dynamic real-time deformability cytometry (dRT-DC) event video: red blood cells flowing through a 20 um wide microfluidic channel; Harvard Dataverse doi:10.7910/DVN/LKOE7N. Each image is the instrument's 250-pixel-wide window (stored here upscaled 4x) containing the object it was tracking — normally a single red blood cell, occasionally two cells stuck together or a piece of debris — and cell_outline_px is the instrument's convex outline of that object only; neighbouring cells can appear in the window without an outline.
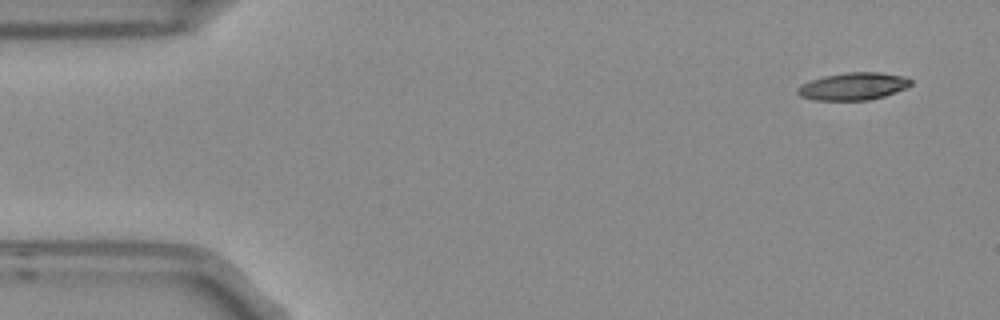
{"species": "Egyptian fruit bat (a non-hibernating species)", "species_latin": "Rousettus aegyptiacus", "temperature_condition": "room temperature", "stored_images_in_passage": 7, "camera_frame_rate_fps": 3000, "um_per_image_px": 0.085, "frame": {"image": 1, "passage_image": 1, "time_ms": 0.0, "image_size_px": [1000, 320], "cell_outline_px": [[912, 84], [896, 92], [884, 96], [868, 100], [816, 100], [800, 96], [796, 92], [796, 88], [812, 80], [824, 76], [848, 72], [880, 72], [904, 76], [912, 80]], "centroid_in_image_um": [72.54, 7.33], "position_along_channel_um": 12.5, "area_um2": 17.98}}
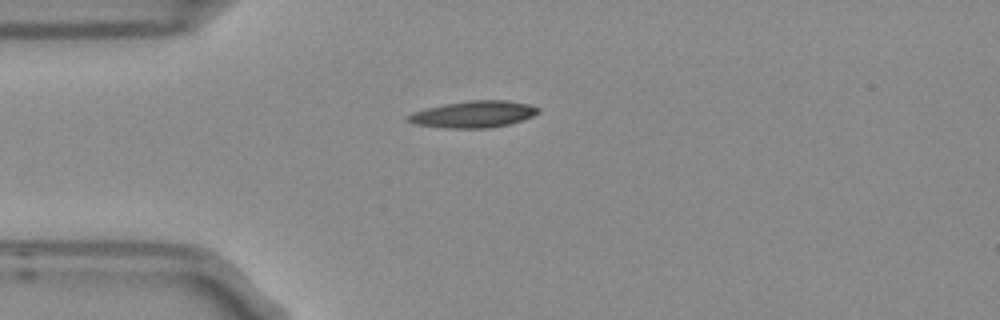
{"frame": {"image": 2, "passage_image": 4, "time_ms": 1.0, "image_size_px": [1000, 320], "cell_outline_px": [[540, 112], [532, 116], [508, 124], [488, 128], [448, 128], [416, 124], [404, 120], [404, 116], [412, 112], [424, 108], [444, 104], [468, 100], [508, 100], [528, 104], [540, 108]], "centroid_in_image_um": [40.19, 9.7], "position_along_channel_um": 44.8, "area_um2": 20.35}}
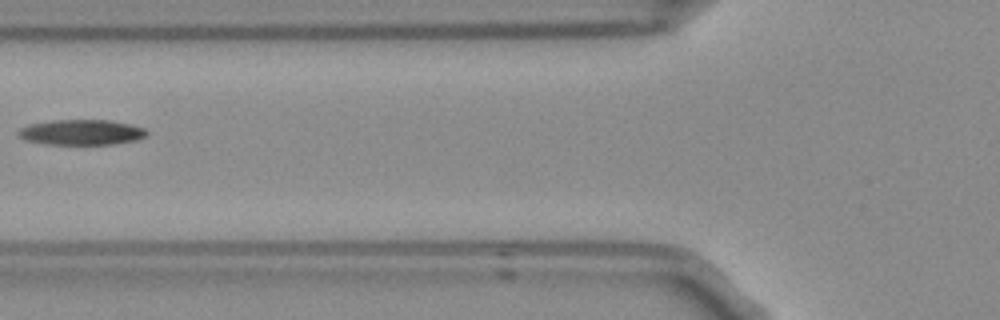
{"frame": {"image": 3, "passage_image": 6, "time_ms": 1.667, "image_size_px": [1000, 320], "cell_outline_px": [[148, 132], [144, 136], [136, 140], [112, 144], [44, 144], [24, 140], [16, 132], [20, 128], [28, 124], [52, 120], [108, 120], [128, 124], [144, 128]], "centroid_in_image_um": [6.86, 11.24], "position_along_channel_um": 118.9, "area_um2": 18.9}}